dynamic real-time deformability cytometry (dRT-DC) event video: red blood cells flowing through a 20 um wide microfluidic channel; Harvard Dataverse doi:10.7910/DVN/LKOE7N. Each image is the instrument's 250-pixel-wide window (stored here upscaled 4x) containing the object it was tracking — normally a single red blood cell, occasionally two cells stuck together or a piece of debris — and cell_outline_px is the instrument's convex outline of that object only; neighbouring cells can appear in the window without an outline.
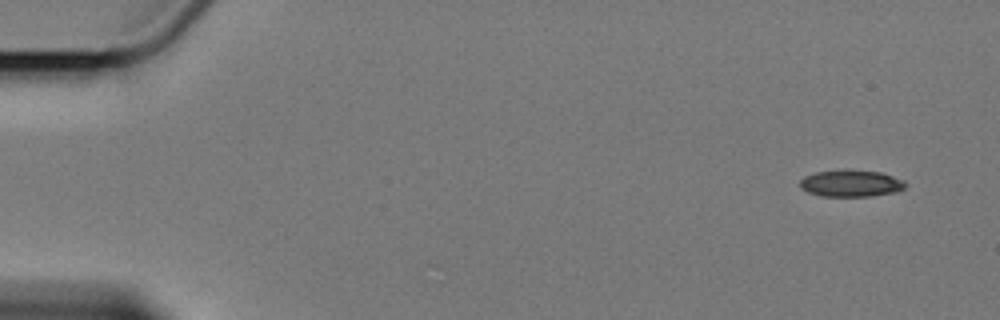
{"species": "Egyptian fruit bat (a non-hibernating species)", "species_latin": "Rousettus aegyptiacus", "temperature_condition": "cold", "stored_images_in_passage": 4, "camera_frame_rate_fps": 3000, "um_per_image_px": 0.085, "animal": {"sex": "female"}, "frame": {"image": 1, "passage_image": 1, "time_ms": 0.0, "image_size_px": [1000, 320], "cell_outline_px": [[908, 184], [904, 188], [896, 192], [868, 196], [820, 196], [808, 192], [800, 188], [800, 180], [804, 176], [816, 172], [844, 168], [880, 172], [904, 180]], "centroid_in_image_um": [72.32, 15.56], "position_along_channel_um": 12.7, "area_um2": 16.76}}
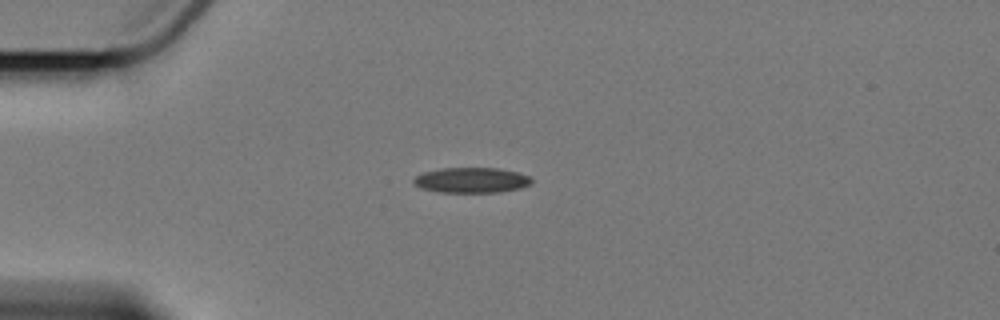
{"frame": {"image": 2, "passage_image": 4, "time_ms": 4.0, "image_size_px": [1000, 320], "cell_outline_px": [[532, 184], [520, 188], [496, 192], [440, 192], [420, 188], [412, 180], [416, 176], [424, 172], [440, 168], [496, 168], [516, 172], [528, 176], [532, 180]], "centroid_in_image_um": [40.06, 15.31], "position_along_channel_um": 44.9, "area_um2": 17.22}}